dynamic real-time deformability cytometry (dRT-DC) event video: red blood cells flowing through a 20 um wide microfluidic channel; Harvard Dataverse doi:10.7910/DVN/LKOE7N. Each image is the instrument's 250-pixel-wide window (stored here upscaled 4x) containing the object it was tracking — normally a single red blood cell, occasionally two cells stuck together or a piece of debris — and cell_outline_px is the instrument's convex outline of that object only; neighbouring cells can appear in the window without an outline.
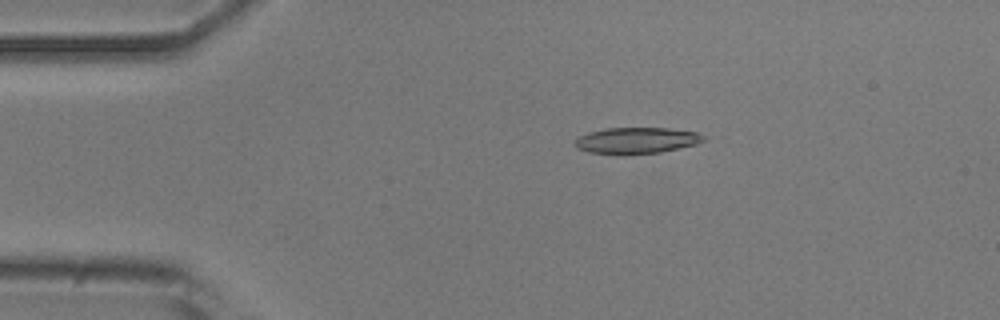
{"species": "common noctule bat (a hibernating species)", "species_latin": "Nyctalus noctula", "temperature_condition": "room temperature", "stored_images_in_passage": 15, "camera_frame_rate_fps": 3000, "um_per_image_px": 0.085, "animal": {"sex": "male", "body_mass_g": 20.5, "forearm_length_mm": 52.5}, "frame": {"image": 1, "passage_image": 10, "time_ms": 3.0, "image_size_px": [1000, 320], "cell_outline_px": [[704, 140], [696, 144], [660, 152], [624, 156], [620, 156], [588, 152], [576, 148], [572, 144], [580, 136], [592, 132], [608, 128], [668, 128], [696, 132], [704, 136]], "centroid_in_image_um": [54.06, 11.97], "position_along_channel_um": 30.9, "area_um2": 19.83}}